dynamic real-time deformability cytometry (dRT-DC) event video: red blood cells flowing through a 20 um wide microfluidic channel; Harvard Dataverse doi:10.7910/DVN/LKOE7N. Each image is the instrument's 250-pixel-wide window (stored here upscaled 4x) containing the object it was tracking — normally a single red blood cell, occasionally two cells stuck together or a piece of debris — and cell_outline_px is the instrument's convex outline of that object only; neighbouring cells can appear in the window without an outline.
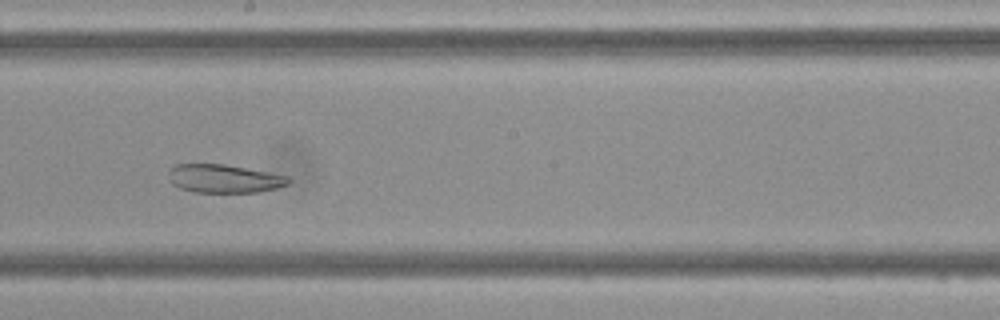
{"species": "Egyptian fruit bat (a non-hibernating species)", "species_latin": "Rousettus aegyptiacus", "temperature_condition": "cold", "stored_images_in_passage": 38, "camera_frame_rate_fps": 3000, "um_per_image_px": 0.085, "frame": {"image": 1, "passage_image": 17, "time_ms": 5.333, "image_size_px": [1000, 320], "cell_outline_px": [[292, 180], [288, 184], [276, 188], [260, 192], [192, 192], [180, 188], [172, 184], [168, 176], [168, 172], [176, 164], [224, 164], [288, 176]], "centroid_in_image_um": [19.04, 15.19], "position_along_channel_um": 229.2, "area_um2": 19.77}}
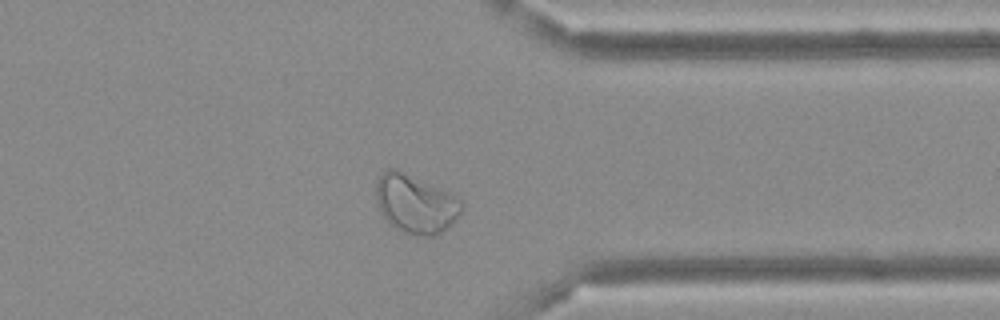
{"frame": {"image": 2, "passage_image": 28, "time_ms": 9.0, "image_size_px": [1000, 320], "cell_outline_px": [[464, 208], [452, 224], [440, 232], [432, 236], [420, 236], [400, 232], [384, 216], [376, 200], [376, 184], [380, 176], [388, 168], [396, 168], [448, 192], [464, 200]], "centroid_in_image_um": [35.35, 17.33], "position_along_channel_um": 376.1, "area_um2": 29.07}}
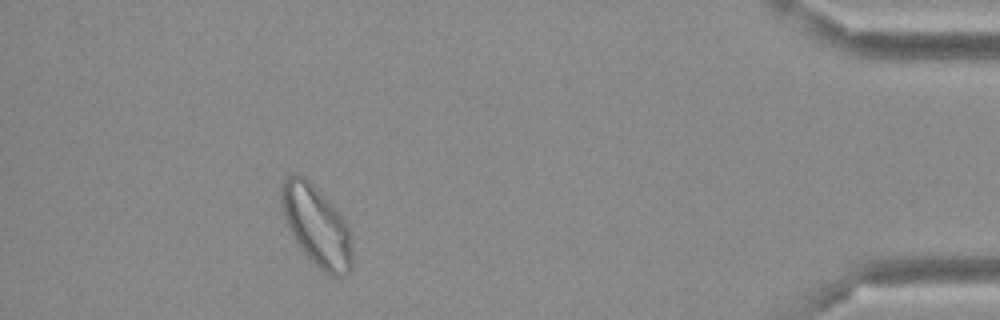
{"frame": {"image": 3, "passage_image": 34, "time_ms": 11.0, "image_size_px": [1000, 320], "cell_outline_px": [[352, 268], [348, 272], [340, 276], [332, 276], [324, 272], [296, 244], [284, 220], [280, 204], [280, 188], [284, 180], [288, 176], [296, 172], [304, 176], [340, 212], [348, 224], [352, 248]], "centroid_in_image_um": [26.89, 19.17], "position_along_channel_um": 408.3, "area_um2": 33.41}}